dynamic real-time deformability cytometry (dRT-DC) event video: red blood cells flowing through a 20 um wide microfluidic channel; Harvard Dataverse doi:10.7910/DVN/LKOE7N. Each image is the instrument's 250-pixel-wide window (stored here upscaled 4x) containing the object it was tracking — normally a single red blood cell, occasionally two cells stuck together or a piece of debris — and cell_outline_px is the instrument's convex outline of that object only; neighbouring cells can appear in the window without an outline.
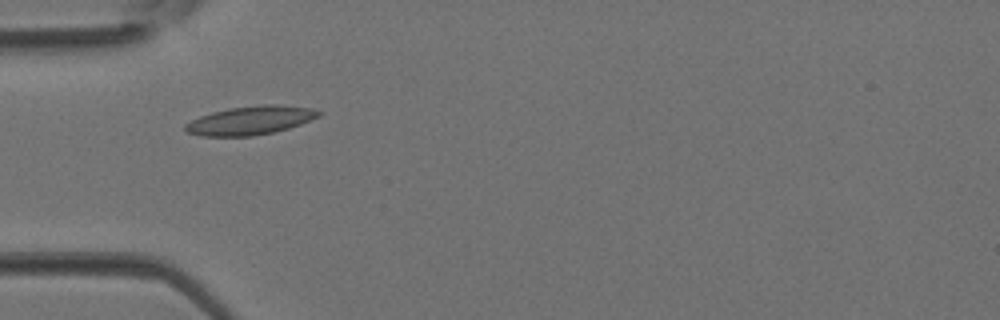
{"species": "Egyptian fruit bat (a non-hibernating species)", "species_latin": "Rousettus aegyptiacus", "temperature_condition": "room temperature", "stored_images_in_passage": 6, "camera_frame_rate_fps": 3000, "um_per_image_px": 0.085, "animal": {"sex": "female"}, "frame": {"image": 1, "passage_image": 5, "time_ms": 1.333, "image_size_px": [1000, 320], "cell_outline_px": [[324, 112], [320, 116], [300, 124], [288, 128], [272, 132], [252, 136], [200, 136], [184, 132], [184, 124], [200, 116], [212, 112], [228, 108], [264, 104], [276, 104], [312, 108]], "centroid_in_image_um": [21.27, 10.23], "position_along_channel_um": 63.7, "area_um2": 22.37}}
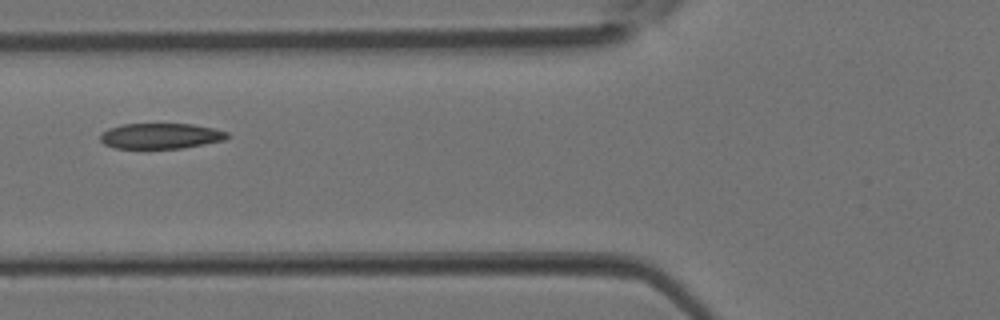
{"frame": {"image": 2, "passage_image": 6, "time_ms": 1.667, "image_size_px": [1000, 320], "cell_outline_px": [[228, 136], [224, 140], [184, 148], [116, 148], [104, 144], [100, 140], [100, 132], [108, 128], [124, 124], [192, 124], [212, 128], [228, 132]], "centroid_in_image_um": [13.62, 11.55], "position_along_channel_um": 112.2, "area_um2": 18.84}}